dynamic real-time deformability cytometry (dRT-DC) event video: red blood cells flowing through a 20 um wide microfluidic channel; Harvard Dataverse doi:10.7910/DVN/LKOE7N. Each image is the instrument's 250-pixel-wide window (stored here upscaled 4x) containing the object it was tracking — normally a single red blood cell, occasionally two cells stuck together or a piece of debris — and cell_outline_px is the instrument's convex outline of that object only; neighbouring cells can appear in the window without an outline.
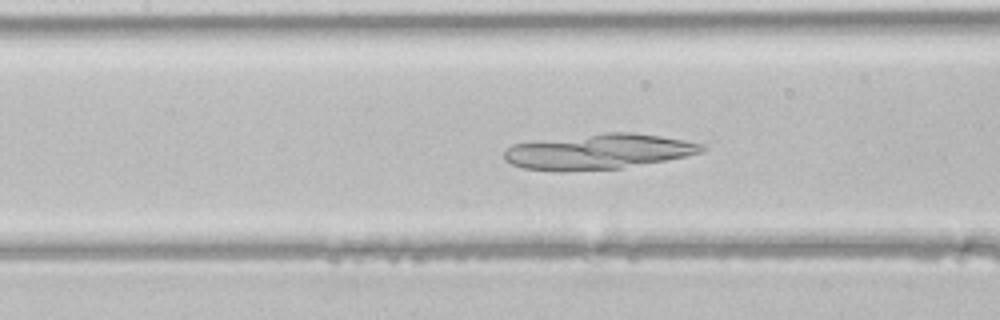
{"species": "common noctule bat (a hibernating species)", "species_latin": "Nyctalus noctula", "temperature_condition": "room temperature", "stored_images_in_passage": 47, "camera_frame_rate_fps": 3000, "um_per_image_px": 0.085, "animal": {"sex": "male", "body_mass_g": 21.5, "forearm_length_mm": 52.0}, "frame": {"image": 1, "passage_image": 20, "time_ms": 6.333, "image_size_px": [1000, 320], "cell_outline_px": [[708, 148], [704, 152], [688, 156], [620, 168], [564, 172], [556, 172], [524, 168], [512, 164], [504, 160], [504, 152], [512, 144], [540, 140], [604, 132], [632, 132], [660, 136], [684, 140], [704, 144]], "centroid_in_image_um": [50.88, 12.89], "position_along_channel_um": 156.5, "area_um2": 40.86}}
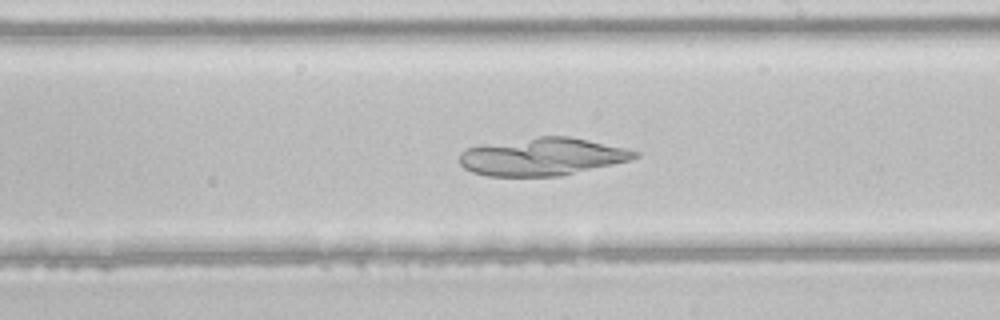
{"frame": {"image": 2, "passage_image": 26, "time_ms": 8.333, "image_size_px": [1000, 320], "cell_outline_px": [[640, 156], [632, 160], [564, 176], [488, 176], [472, 172], [464, 168], [460, 164], [460, 152], [468, 148], [540, 136], [568, 136], [588, 140], [624, 148], [640, 152]], "centroid_in_image_um": [46.16, 13.34], "position_along_channel_um": 242.8, "area_um2": 38.26}}
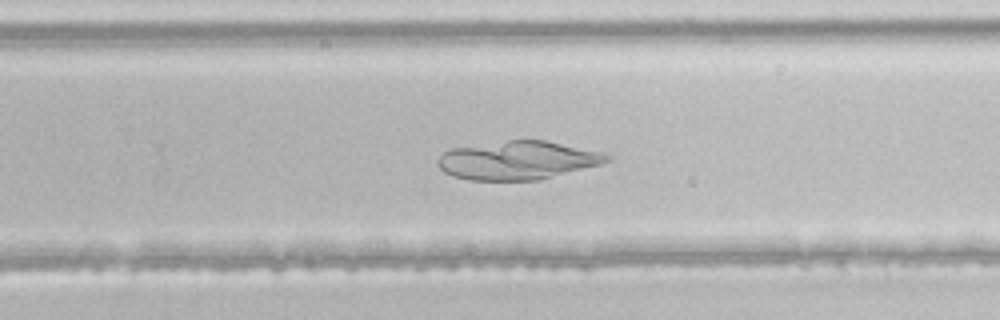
{"frame": {"image": 3, "passage_image": 29, "time_ms": 9.333, "image_size_px": [1000, 320], "cell_outline_px": [[612, 160], [600, 164], [540, 180], [468, 180], [452, 176], [444, 172], [436, 164], [436, 160], [444, 152], [452, 148], [508, 140], [544, 140], [600, 152], [612, 156]], "centroid_in_image_um": [43.97, 13.63], "position_along_channel_um": 285.8, "area_um2": 37.8}}